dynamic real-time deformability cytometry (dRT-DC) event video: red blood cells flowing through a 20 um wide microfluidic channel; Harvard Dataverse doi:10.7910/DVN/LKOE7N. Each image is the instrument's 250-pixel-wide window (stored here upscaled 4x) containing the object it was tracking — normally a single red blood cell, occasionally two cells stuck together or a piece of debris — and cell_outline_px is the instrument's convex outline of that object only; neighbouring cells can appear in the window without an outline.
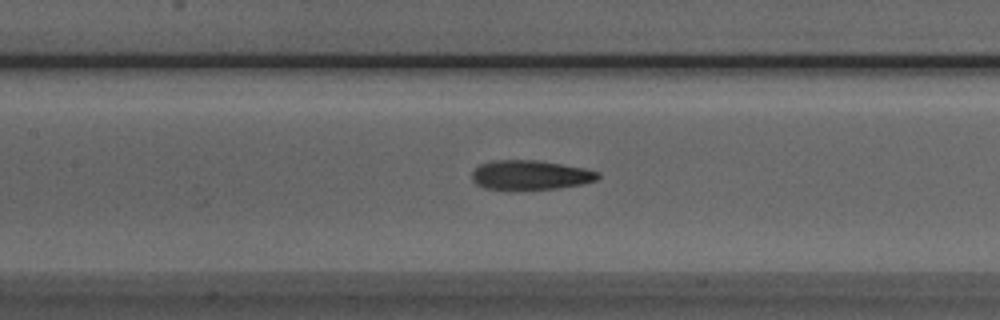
{"species": "Egyptian fruit bat (a non-hibernating species)", "species_latin": "Rousettus aegyptiacus", "temperature_condition": "room temperature", "stored_images_in_passage": 40, "camera_frame_rate_fps": 3000, "um_per_image_px": 0.085, "animal": {"sex": "male"}, "frame": {"image": 1, "passage_image": 22, "time_ms": 7.0, "image_size_px": [1000, 320], "cell_outline_px": [[600, 176], [596, 180], [584, 184], [556, 188], [508, 192], [484, 188], [476, 184], [472, 180], [472, 172], [480, 164], [492, 160], [536, 160], [584, 168], [600, 172]], "centroid_in_image_um": [45.03, 14.91], "position_along_channel_um": 162.4, "area_um2": 22.25}}
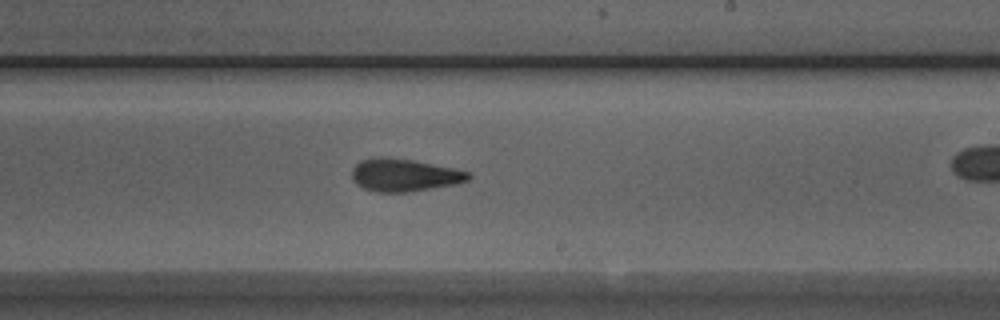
{"frame": {"image": 2, "passage_image": 29, "time_ms": 9.333, "image_size_px": [1000, 320], "cell_outline_px": [[472, 176], [468, 180], [452, 184], [408, 192], [376, 192], [364, 188], [356, 184], [352, 180], [352, 168], [360, 160], [376, 156], [380, 156], [412, 160], [452, 168], [468, 172]], "centroid_in_image_um": [34.29, 14.87], "position_along_channel_um": 254.7, "area_um2": 21.96}}
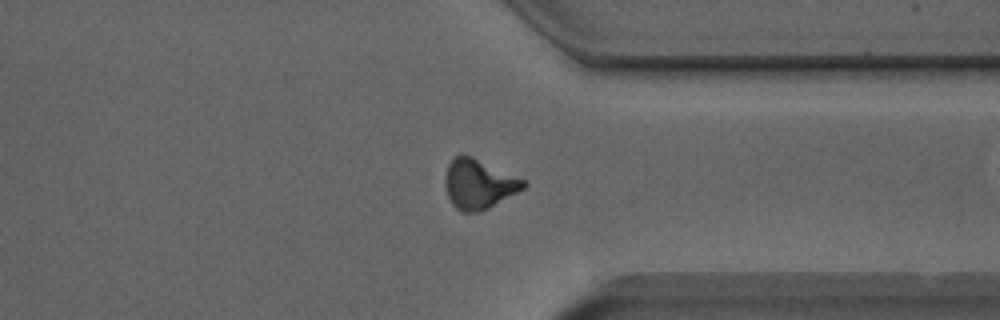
{"frame": {"image": 3, "passage_image": 38, "time_ms": 12.333, "image_size_px": [1000, 320], "cell_outline_px": [[528, 184], [524, 188], [488, 208], [480, 212], [460, 212], [452, 204], [448, 196], [444, 184], [444, 180], [448, 164], [456, 156], [472, 156], [524, 180]], "centroid_in_image_um": [40.66, 15.66], "position_along_channel_um": 370.7, "area_um2": 22.31}}